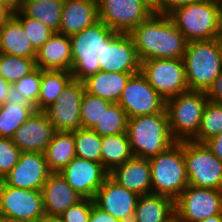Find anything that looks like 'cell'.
<instances>
[{
  "label": "cell",
  "instance_id": "obj_1",
  "mask_svg": "<svg viewBox=\"0 0 222 222\" xmlns=\"http://www.w3.org/2000/svg\"><path fill=\"white\" fill-rule=\"evenodd\" d=\"M140 61L182 59L188 41L168 15L154 13L130 32Z\"/></svg>",
  "mask_w": 222,
  "mask_h": 222
},
{
  "label": "cell",
  "instance_id": "obj_2",
  "mask_svg": "<svg viewBox=\"0 0 222 222\" xmlns=\"http://www.w3.org/2000/svg\"><path fill=\"white\" fill-rule=\"evenodd\" d=\"M168 16L188 42L213 40L222 34L218 0H198L174 9Z\"/></svg>",
  "mask_w": 222,
  "mask_h": 222
},
{
  "label": "cell",
  "instance_id": "obj_3",
  "mask_svg": "<svg viewBox=\"0 0 222 222\" xmlns=\"http://www.w3.org/2000/svg\"><path fill=\"white\" fill-rule=\"evenodd\" d=\"M127 135L133 156L150 159L168 149L173 139L167 112L128 118Z\"/></svg>",
  "mask_w": 222,
  "mask_h": 222
},
{
  "label": "cell",
  "instance_id": "obj_4",
  "mask_svg": "<svg viewBox=\"0 0 222 222\" xmlns=\"http://www.w3.org/2000/svg\"><path fill=\"white\" fill-rule=\"evenodd\" d=\"M153 194L165 195L174 201L189 185L184 160V141L175 142L165 151L149 159Z\"/></svg>",
  "mask_w": 222,
  "mask_h": 222
},
{
  "label": "cell",
  "instance_id": "obj_5",
  "mask_svg": "<svg viewBox=\"0 0 222 222\" xmlns=\"http://www.w3.org/2000/svg\"><path fill=\"white\" fill-rule=\"evenodd\" d=\"M116 33L117 31L111 30L99 20L80 33L70 36L73 80L83 81L100 71L97 53Z\"/></svg>",
  "mask_w": 222,
  "mask_h": 222
},
{
  "label": "cell",
  "instance_id": "obj_6",
  "mask_svg": "<svg viewBox=\"0 0 222 222\" xmlns=\"http://www.w3.org/2000/svg\"><path fill=\"white\" fill-rule=\"evenodd\" d=\"M182 59L189 91L206 92L222 72L218 38L188 42Z\"/></svg>",
  "mask_w": 222,
  "mask_h": 222
},
{
  "label": "cell",
  "instance_id": "obj_7",
  "mask_svg": "<svg viewBox=\"0 0 222 222\" xmlns=\"http://www.w3.org/2000/svg\"><path fill=\"white\" fill-rule=\"evenodd\" d=\"M207 102L204 91H187L166 100L169 130L175 141L192 140L197 135Z\"/></svg>",
  "mask_w": 222,
  "mask_h": 222
},
{
  "label": "cell",
  "instance_id": "obj_8",
  "mask_svg": "<svg viewBox=\"0 0 222 222\" xmlns=\"http://www.w3.org/2000/svg\"><path fill=\"white\" fill-rule=\"evenodd\" d=\"M184 160L189 185L222 190V161L205 143L184 141Z\"/></svg>",
  "mask_w": 222,
  "mask_h": 222
},
{
  "label": "cell",
  "instance_id": "obj_9",
  "mask_svg": "<svg viewBox=\"0 0 222 222\" xmlns=\"http://www.w3.org/2000/svg\"><path fill=\"white\" fill-rule=\"evenodd\" d=\"M140 72L165 101L189 91L183 59L144 60Z\"/></svg>",
  "mask_w": 222,
  "mask_h": 222
},
{
  "label": "cell",
  "instance_id": "obj_10",
  "mask_svg": "<svg viewBox=\"0 0 222 222\" xmlns=\"http://www.w3.org/2000/svg\"><path fill=\"white\" fill-rule=\"evenodd\" d=\"M177 222H201L222 213V190L188 185L174 201Z\"/></svg>",
  "mask_w": 222,
  "mask_h": 222
},
{
  "label": "cell",
  "instance_id": "obj_11",
  "mask_svg": "<svg viewBox=\"0 0 222 222\" xmlns=\"http://www.w3.org/2000/svg\"><path fill=\"white\" fill-rule=\"evenodd\" d=\"M99 20L111 30L129 33L149 19L153 9L142 0H97Z\"/></svg>",
  "mask_w": 222,
  "mask_h": 222
},
{
  "label": "cell",
  "instance_id": "obj_12",
  "mask_svg": "<svg viewBox=\"0 0 222 222\" xmlns=\"http://www.w3.org/2000/svg\"><path fill=\"white\" fill-rule=\"evenodd\" d=\"M0 214L7 220L39 222L45 217L41 190L16 188L0 180Z\"/></svg>",
  "mask_w": 222,
  "mask_h": 222
},
{
  "label": "cell",
  "instance_id": "obj_13",
  "mask_svg": "<svg viewBox=\"0 0 222 222\" xmlns=\"http://www.w3.org/2000/svg\"><path fill=\"white\" fill-rule=\"evenodd\" d=\"M118 104L125 110L128 118L166 111V101L151 87L141 72L130 76Z\"/></svg>",
  "mask_w": 222,
  "mask_h": 222
},
{
  "label": "cell",
  "instance_id": "obj_14",
  "mask_svg": "<svg viewBox=\"0 0 222 222\" xmlns=\"http://www.w3.org/2000/svg\"><path fill=\"white\" fill-rule=\"evenodd\" d=\"M85 86L72 80L56 102L44 110L56 131H74L81 128L80 108Z\"/></svg>",
  "mask_w": 222,
  "mask_h": 222
},
{
  "label": "cell",
  "instance_id": "obj_15",
  "mask_svg": "<svg viewBox=\"0 0 222 222\" xmlns=\"http://www.w3.org/2000/svg\"><path fill=\"white\" fill-rule=\"evenodd\" d=\"M100 71L136 74L141 61L129 33L117 32L97 53Z\"/></svg>",
  "mask_w": 222,
  "mask_h": 222
},
{
  "label": "cell",
  "instance_id": "obj_16",
  "mask_svg": "<svg viewBox=\"0 0 222 222\" xmlns=\"http://www.w3.org/2000/svg\"><path fill=\"white\" fill-rule=\"evenodd\" d=\"M51 172L42 152H21L18 162L1 179L6 185L41 190Z\"/></svg>",
  "mask_w": 222,
  "mask_h": 222
},
{
  "label": "cell",
  "instance_id": "obj_17",
  "mask_svg": "<svg viewBox=\"0 0 222 222\" xmlns=\"http://www.w3.org/2000/svg\"><path fill=\"white\" fill-rule=\"evenodd\" d=\"M60 173L75 192L89 199H94L109 175L101 163L78 157H74Z\"/></svg>",
  "mask_w": 222,
  "mask_h": 222
},
{
  "label": "cell",
  "instance_id": "obj_18",
  "mask_svg": "<svg viewBox=\"0 0 222 222\" xmlns=\"http://www.w3.org/2000/svg\"><path fill=\"white\" fill-rule=\"evenodd\" d=\"M139 195L115 182L109 175L97 190L94 204L122 222H132Z\"/></svg>",
  "mask_w": 222,
  "mask_h": 222
},
{
  "label": "cell",
  "instance_id": "obj_19",
  "mask_svg": "<svg viewBox=\"0 0 222 222\" xmlns=\"http://www.w3.org/2000/svg\"><path fill=\"white\" fill-rule=\"evenodd\" d=\"M56 130L44 111H35L14 133L13 144L21 152H42Z\"/></svg>",
  "mask_w": 222,
  "mask_h": 222
},
{
  "label": "cell",
  "instance_id": "obj_20",
  "mask_svg": "<svg viewBox=\"0 0 222 222\" xmlns=\"http://www.w3.org/2000/svg\"><path fill=\"white\" fill-rule=\"evenodd\" d=\"M45 216L59 217L69 206L83 199L66 182L60 172H51L42 189Z\"/></svg>",
  "mask_w": 222,
  "mask_h": 222
},
{
  "label": "cell",
  "instance_id": "obj_21",
  "mask_svg": "<svg viewBox=\"0 0 222 222\" xmlns=\"http://www.w3.org/2000/svg\"><path fill=\"white\" fill-rule=\"evenodd\" d=\"M72 53L70 36L54 32L36 51L35 65L41 70L71 72Z\"/></svg>",
  "mask_w": 222,
  "mask_h": 222
},
{
  "label": "cell",
  "instance_id": "obj_22",
  "mask_svg": "<svg viewBox=\"0 0 222 222\" xmlns=\"http://www.w3.org/2000/svg\"><path fill=\"white\" fill-rule=\"evenodd\" d=\"M97 21H99L97 0H64L59 33L72 36Z\"/></svg>",
  "mask_w": 222,
  "mask_h": 222
},
{
  "label": "cell",
  "instance_id": "obj_23",
  "mask_svg": "<svg viewBox=\"0 0 222 222\" xmlns=\"http://www.w3.org/2000/svg\"><path fill=\"white\" fill-rule=\"evenodd\" d=\"M109 176L127 190L138 195L152 193L149 159L133 156L123 165L117 166L109 172Z\"/></svg>",
  "mask_w": 222,
  "mask_h": 222
},
{
  "label": "cell",
  "instance_id": "obj_24",
  "mask_svg": "<svg viewBox=\"0 0 222 222\" xmlns=\"http://www.w3.org/2000/svg\"><path fill=\"white\" fill-rule=\"evenodd\" d=\"M175 219L174 200L165 195H139L132 222H172Z\"/></svg>",
  "mask_w": 222,
  "mask_h": 222
},
{
  "label": "cell",
  "instance_id": "obj_25",
  "mask_svg": "<svg viewBox=\"0 0 222 222\" xmlns=\"http://www.w3.org/2000/svg\"><path fill=\"white\" fill-rule=\"evenodd\" d=\"M132 74L98 71L83 80L85 92L118 103L128 79Z\"/></svg>",
  "mask_w": 222,
  "mask_h": 222
},
{
  "label": "cell",
  "instance_id": "obj_26",
  "mask_svg": "<svg viewBox=\"0 0 222 222\" xmlns=\"http://www.w3.org/2000/svg\"><path fill=\"white\" fill-rule=\"evenodd\" d=\"M0 53L27 58L36 56V50L14 16L0 26Z\"/></svg>",
  "mask_w": 222,
  "mask_h": 222
},
{
  "label": "cell",
  "instance_id": "obj_27",
  "mask_svg": "<svg viewBox=\"0 0 222 222\" xmlns=\"http://www.w3.org/2000/svg\"><path fill=\"white\" fill-rule=\"evenodd\" d=\"M50 172H60L76 157L75 137L73 131H56L44 151Z\"/></svg>",
  "mask_w": 222,
  "mask_h": 222
},
{
  "label": "cell",
  "instance_id": "obj_28",
  "mask_svg": "<svg viewBox=\"0 0 222 222\" xmlns=\"http://www.w3.org/2000/svg\"><path fill=\"white\" fill-rule=\"evenodd\" d=\"M133 157L126 133L102 136L101 164L109 173Z\"/></svg>",
  "mask_w": 222,
  "mask_h": 222
},
{
  "label": "cell",
  "instance_id": "obj_29",
  "mask_svg": "<svg viewBox=\"0 0 222 222\" xmlns=\"http://www.w3.org/2000/svg\"><path fill=\"white\" fill-rule=\"evenodd\" d=\"M64 0H21L18 9L24 16L35 18L44 25L59 32Z\"/></svg>",
  "mask_w": 222,
  "mask_h": 222
},
{
  "label": "cell",
  "instance_id": "obj_30",
  "mask_svg": "<svg viewBox=\"0 0 222 222\" xmlns=\"http://www.w3.org/2000/svg\"><path fill=\"white\" fill-rule=\"evenodd\" d=\"M73 80L69 71L42 70V78L36 111H44L55 103L67 85Z\"/></svg>",
  "mask_w": 222,
  "mask_h": 222
},
{
  "label": "cell",
  "instance_id": "obj_31",
  "mask_svg": "<svg viewBox=\"0 0 222 222\" xmlns=\"http://www.w3.org/2000/svg\"><path fill=\"white\" fill-rule=\"evenodd\" d=\"M36 111L33 105L4 103L0 106V137L12 138L15 131Z\"/></svg>",
  "mask_w": 222,
  "mask_h": 222
},
{
  "label": "cell",
  "instance_id": "obj_32",
  "mask_svg": "<svg viewBox=\"0 0 222 222\" xmlns=\"http://www.w3.org/2000/svg\"><path fill=\"white\" fill-rule=\"evenodd\" d=\"M127 122L125 110L118 103H111L92 130L101 137L126 133Z\"/></svg>",
  "mask_w": 222,
  "mask_h": 222
},
{
  "label": "cell",
  "instance_id": "obj_33",
  "mask_svg": "<svg viewBox=\"0 0 222 222\" xmlns=\"http://www.w3.org/2000/svg\"><path fill=\"white\" fill-rule=\"evenodd\" d=\"M222 132V103L207 102L200 121L199 131L192 139L195 142L205 143Z\"/></svg>",
  "mask_w": 222,
  "mask_h": 222
},
{
  "label": "cell",
  "instance_id": "obj_34",
  "mask_svg": "<svg viewBox=\"0 0 222 222\" xmlns=\"http://www.w3.org/2000/svg\"><path fill=\"white\" fill-rule=\"evenodd\" d=\"M35 68V58L0 53V75L9 84L16 83Z\"/></svg>",
  "mask_w": 222,
  "mask_h": 222
},
{
  "label": "cell",
  "instance_id": "obj_35",
  "mask_svg": "<svg viewBox=\"0 0 222 222\" xmlns=\"http://www.w3.org/2000/svg\"><path fill=\"white\" fill-rule=\"evenodd\" d=\"M76 157L101 163V139L92 129L79 128L73 131Z\"/></svg>",
  "mask_w": 222,
  "mask_h": 222
},
{
  "label": "cell",
  "instance_id": "obj_36",
  "mask_svg": "<svg viewBox=\"0 0 222 222\" xmlns=\"http://www.w3.org/2000/svg\"><path fill=\"white\" fill-rule=\"evenodd\" d=\"M110 104L108 100L85 92L80 108L81 128L92 129Z\"/></svg>",
  "mask_w": 222,
  "mask_h": 222
},
{
  "label": "cell",
  "instance_id": "obj_37",
  "mask_svg": "<svg viewBox=\"0 0 222 222\" xmlns=\"http://www.w3.org/2000/svg\"><path fill=\"white\" fill-rule=\"evenodd\" d=\"M13 16L21 23L32 47L37 51L54 33L39 20L24 16L19 10Z\"/></svg>",
  "mask_w": 222,
  "mask_h": 222
},
{
  "label": "cell",
  "instance_id": "obj_38",
  "mask_svg": "<svg viewBox=\"0 0 222 222\" xmlns=\"http://www.w3.org/2000/svg\"><path fill=\"white\" fill-rule=\"evenodd\" d=\"M42 70L36 67L28 75L14 83L17 91L25 97L36 109L40 91Z\"/></svg>",
  "mask_w": 222,
  "mask_h": 222
},
{
  "label": "cell",
  "instance_id": "obj_39",
  "mask_svg": "<svg viewBox=\"0 0 222 222\" xmlns=\"http://www.w3.org/2000/svg\"><path fill=\"white\" fill-rule=\"evenodd\" d=\"M21 151L13 144L12 138L0 137V180L18 162Z\"/></svg>",
  "mask_w": 222,
  "mask_h": 222
},
{
  "label": "cell",
  "instance_id": "obj_40",
  "mask_svg": "<svg viewBox=\"0 0 222 222\" xmlns=\"http://www.w3.org/2000/svg\"><path fill=\"white\" fill-rule=\"evenodd\" d=\"M93 199L83 198L77 204L69 206L59 218L63 222H89Z\"/></svg>",
  "mask_w": 222,
  "mask_h": 222
},
{
  "label": "cell",
  "instance_id": "obj_41",
  "mask_svg": "<svg viewBox=\"0 0 222 222\" xmlns=\"http://www.w3.org/2000/svg\"><path fill=\"white\" fill-rule=\"evenodd\" d=\"M198 0H157V14L168 15L174 9Z\"/></svg>",
  "mask_w": 222,
  "mask_h": 222
},
{
  "label": "cell",
  "instance_id": "obj_42",
  "mask_svg": "<svg viewBox=\"0 0 222 222\" xmlns=\"http://www.w3.org/2000/svg\"><path fill=\"white\" fill-rule=\"evenodd\" d=\"M205 93L209 101L222 103V72Z\"/></svg>",
  "mask_w": 222,
  "mask_h": 222
},
{
  "label": "cell",
  "instance_id": "obj_43",
  "mask_svg": "<svg viewBox=\"0 0 222 222\" xmlns=\"http://www.w3.org/2000/svg\"><path fill=\"white\" fill-rule=\"evenodd\" d=\"M89 222H122L109 213L102 211L95 204L92 205Z\"/></svg>",
  "mask_w": 222,
  "mask_h": 222
},
{
  "label": "cell",
  "instance_id": "obj_44",
  "mask_svg": "<svg viewBox=\"0 0 222 222\" xmlns=\"http://www.w3.org/2000/svg\"><path fill=\"white\" fill-rule=\"evenodd\" d=\"M5 103L15 105H32L25 97L21 96L14 84H10L9 93L7 95Z\"/></svg>",
  "mask_w": 222,
  "mask_h": 222
},
{
  "label": "cell",
  "instance_id": "obj_45",
  "mask_svg": "<svg viewBox=\"0 0 222 222\" xmlns=\"http://www.w3.org/2000/svg\"><path fill=\"white\" fill-rule=\"evenodd\" d=\"M210 151L222 161V132L205 142Z\"/></svg>",
  "mask_w": 222,
  "mask_h": 222
},
{
  "label": "cell",
  "instance_id": "obj_46",
  "mask_svg": "<svg viewBox=\"0 0 222 222\" xmlns=\"http://www.w3.org/2000/svg\"><path fill=\"white\" fill-rule=\"evenodd\" d=\"M14 14V11L0 1V26L9 20Z\"/></svg>",
  "mask_w": 222,
  "mask_h": 222
},
{
  "label": "cell",
  "instance_id": "obj_47",
  "mask_svg": "<svg viewBox=\"0 0 222 222\" xmlns=\"http://www.w3.org/2000/svg\"><path fill=\"white\" fill-rule=\"evenodd\" d=\"M10 84L4 80L0 75V106L6 101L7 95L9 93Z\"/></svg>",
  "mask_w": 222,
  "mask_h": 222
},
{
  "label": "cell",
  "instance_id": "obj_48",
  "mask_svg": "<svg viewBox=\"0 0 222 222\" xmlns=\"http://www.w3.org/2000/svg\"><path fill=\"white\" fill-rule=\"evenodd\" d=\"M7 6H9L14 12L20 8L21 0H0Z\"/></svg>",
  "mask_w": 222,
  "mask_h": 222
},
{
  "label": "cell",
  "instance_id": "obj_49",
  "mask_svg": "<svg viewBox=\"0 0 222 222\" xmlns=\"http://www.w3.org/2000/svg\"><path fill=\"white\" fill-rule=\"evenodd\" d=\"M201 222H222V213L210 216V217L204 219Z\"/></svg>",
  "mask_w": 222,
  "mask_h": 222
},
{
  "label": "cell",
  "instance_id": "obj_50",
  "mask_svg": "<svg viewBox=\"0 0 222 222\" xmlns=\"http://www.w3.org/2000/svg\"><path fill=\"white\" fill-rule=\"evenodd\" d=\"M39 222H63L59 217H43Z\"/></svg>",
  "mask_w": 222,
  "mask_h": 222
},
{
  "label": "cell",
  "instance_id": "obj_51",
  "mask_svg": "<svg viewBox=\"0 0 222 222\" xmlns=\"http://www.w3.org/2000/svg\"><path fill=\"white\" fill-rule=\"evenodd\" d=\"M142 1H144L147 5H149L153 9L154 13L157 14V0H142Z\"/></svg>",
  "mask_w": 222,
  "mask_h": 222
},
{
  "label": "cell",
  "instance_id": "obj_52",
  "mask_svg": "<svg viewBox=\"0 0 222 222\" xmlns=\"http://www.w3.org/2000/svg\"><path fill=\"white\" fill-rule=\"evenodd\" d=\"M218 49L220 53V59L222 64V34L218 37Z\"/></svg>",
  "mask_w": 222,
  "mask_h": 222
},
{
  "label": "cell",
  "instance_id": "obj_53",
  "mask_svg": "<svg viewBox=\"0 0 222 222\" xmlns=\"http://www.w3.org/2000/svg\"><path fill=\"white\" fill-rule=\"evenodd\" d=\"M7 222H33V221H22V220H7Z\"/></svg>",
  "mask_w": 222,
  "mask_h": 222
},
{
  "label": "cell",
  "instance_id": "obj_54",
  "mask_svg": "<svg viewBox=\"0 0 222 222\" xmlns=\"http://www.w3.org/2000/svg\"><path fill=\"white\" fill-rule=\"evenodd\" d=\"M0 222H7V219L0 214Z\"/></svg>",
  "mask_w": 222,
  "mask_h": 222
},
{
  "label": "cell",
  "instance_id": "obj_55",
  "mask_svg": "<svg viewBox=\"0 0 222 222\" xmlns=\"http://www.w3.org/2000/svg\"><path fill=\"white\" fill-rule=\"evenodd\" d=\"M219 1V5H220V10H221V16H222V0H218Z\"/></svg>",
  "mask_w": 222,
  "mask_h": 222
}]
</instances>
